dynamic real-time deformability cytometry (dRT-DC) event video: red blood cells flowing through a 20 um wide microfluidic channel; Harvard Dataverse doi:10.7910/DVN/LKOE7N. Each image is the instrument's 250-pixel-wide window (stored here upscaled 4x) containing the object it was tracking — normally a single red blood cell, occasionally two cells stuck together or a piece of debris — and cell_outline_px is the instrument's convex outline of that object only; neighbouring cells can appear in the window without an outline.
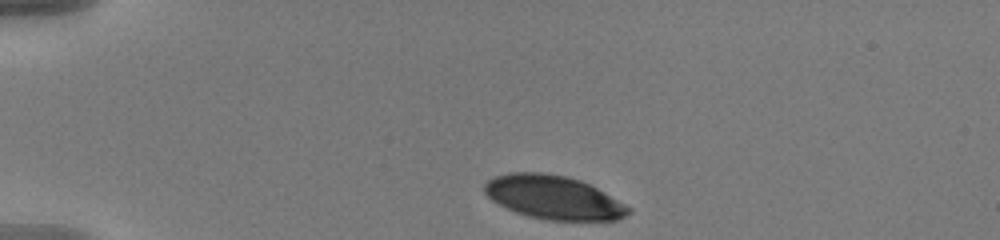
{"species": "human", "species_latin": "Homo sapiens", "temperature_condition": "warm", "stored_images_in_passage": 44, "camera_frame_rate_fps": 3000, "um_per_image_px": 0.085, "donor": {"sex": "male"}, "frame": {"image": 1, "passage_image": 1, "time_ms": 0.0, "image_size_px": [1000, 240], "cell_outline_px": [[632, 212], [616, 220], [548, 220], [528, 216], [516, 212], [492, 200], [484, 192], [484, 184], [488, 180], [496, 176], [508, 172], [544, 172], [568, 176], [580, 180], [596, 188], [632, 208]], "centroid_in_image_um": [47.04, 16.77], "position_along_channel_um": 38.0, "area_um2": 36.41}}
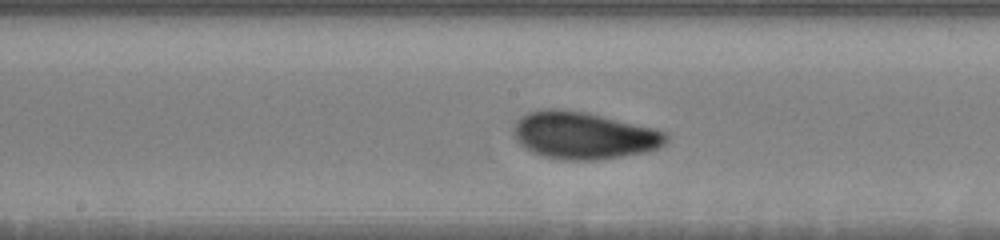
{"frame": {"image": 2, "passage_image": 19, "time_ms": 6.0, "image_size_px": [1000, 240], "cell_outline_px": [[668, 140], [660, 148], [648, 152], [596, 160], [560, 160], [544, 156], [532, 152], [524, 148], [516, 140], [516, 120], [520, 116], [528, 112], [540, 108], [560, 108], [588, 112], [656, 128], [668, 132]], "centroid_in_image_um": [49.66, 11.5], "position_along_channel_um": 198.5, "area_um2": 42.54}}
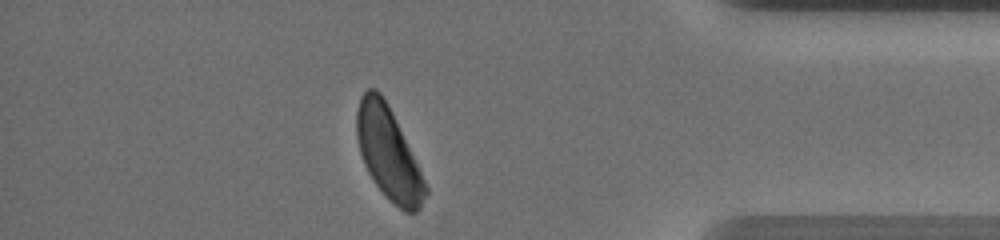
{"frame": {"image": 3, "passage_image": 38, "time_ms": 12.333, "image_size_px": [1000, 240], "cell_outline_px": [[428, 192], [420, 208], [416, 212], [404, 212], [388, 200], [372, 180], [364, 164], [360, 152], [356, 136], [356, 112], [360, 96], [368, 88], [376, 88], [380, 92], [388, 104], [392, 112], [428, 188]], "centroid_in_image_um": [32.99, 13.04], "position_along_channel_um": 402.2, "area_um2": 36.65}, "authors_computed_cell_mechanics": {"area_um2": 38.7549, "velocity_mm_per_s": 3.6094, "shape_relaxation_time_tau1_ms": 2.7913, "shape_relaxation_time_tau2_ms": 3.2723, "deformation_change_tau1": 0.1206, "deformation_change_tau2": 0.0731}}